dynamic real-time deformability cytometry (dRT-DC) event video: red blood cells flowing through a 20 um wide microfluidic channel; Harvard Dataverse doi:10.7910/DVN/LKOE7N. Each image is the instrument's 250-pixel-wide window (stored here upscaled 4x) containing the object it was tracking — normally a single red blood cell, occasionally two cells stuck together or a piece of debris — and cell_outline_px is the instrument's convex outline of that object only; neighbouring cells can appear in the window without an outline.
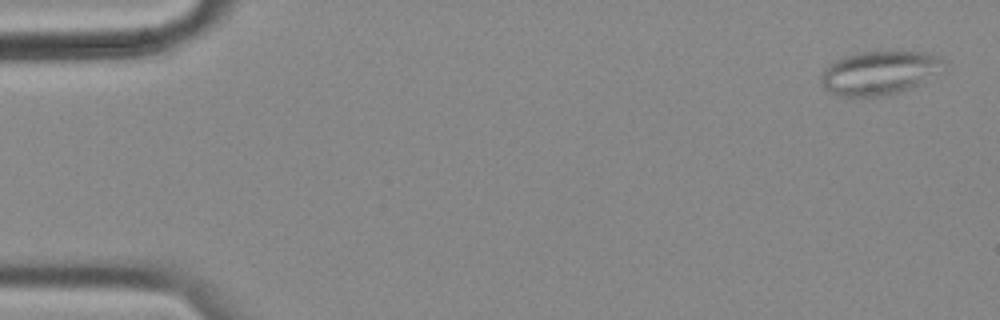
{"species": "common noctule bat (a hibernating species)", "species_latin": "Nyctalus noctula", "temperature_condition": "cold", "stored_images_in_passage": 57, "segment_of_instrument_passage": [1, 2], "camera_frame_rate_fps": 3000, "um_per_image_px": 0.085, "animal": {"sex": "female", "body_mass_g": 18.4}, "frame": {"image": 1, "passage_image": 2, "time_ms": 0.333, "image_size_px": [1000, 320], "cell_outline_px": [[948, 68], [908, 88], [896, 92], [872, 96], [844, 96], [828, 92], [820, 84], [820, 76], [824, 68], [828, 64], [844, 56], [860, 52], [920, 52], [936, 56], [944, 60], [948, 64]], "centroid_in_image_um": [74.71, 6.17], "position_along_channel_um": 10.3, "area_um2": 30.92}}
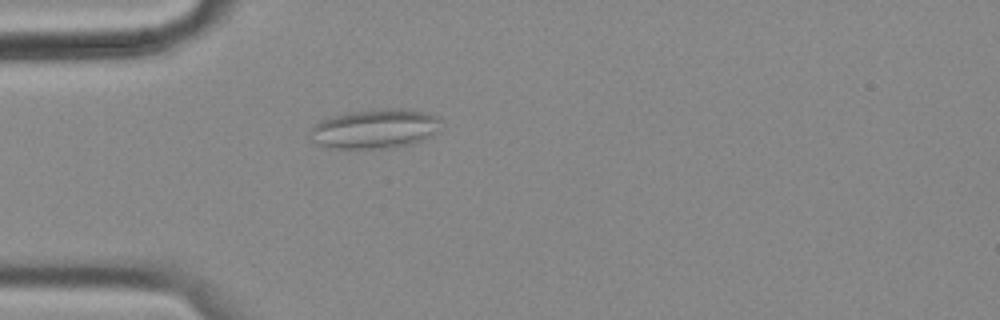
{"frame": {"image": 2, "passage_image": 16, "time_ms": 5.0, "image_size_px": [1000, 320], "cell_outline_px": [[440, 120], [436, 132], [412, 144], [392, 148], [320, 148], [308, 136], [312, 128], [320, 120], [332, 116], [348, 112], [388, 108], [400, 108], [428, 112], [440, 116]], "centroid_in_image_um": [31.83, 10.95], "position_along_channel_um": 53.2, "area_um2": 30.29}}